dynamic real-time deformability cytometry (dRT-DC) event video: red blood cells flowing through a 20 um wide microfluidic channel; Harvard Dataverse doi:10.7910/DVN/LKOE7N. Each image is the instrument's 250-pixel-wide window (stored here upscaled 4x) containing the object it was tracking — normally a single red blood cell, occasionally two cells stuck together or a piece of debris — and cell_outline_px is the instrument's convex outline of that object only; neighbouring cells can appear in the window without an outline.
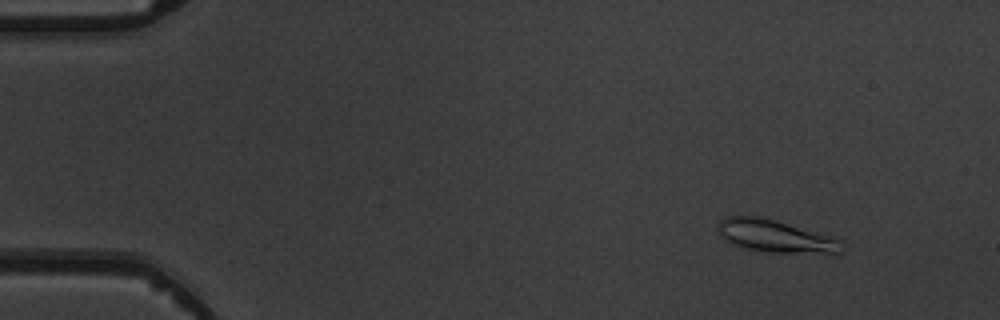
{"species": "common noctule bat (a hibernating species)", "species_latin": "Nyctalus noctula", "temperature_condition": "warm", "stored_images_in_passage": 4, "camera_frame_rate_fps": 3000, "um_per_image_px": 0.085, "animal": {"sex": "male", "body_mass_g": 19.5, "forearm_length_mm": 54.6}, "frame": {"image": 1, "passage_image": 4, "time_ms": 4.333, "image_size_px": [1000, 320], "cell_outline_px": [[844, 248], [840, 252], [768, 252], [748, 248], [732, 244], [724, 240], [720, 236], [716, 224], [720, 220], [728, 216], [760, 216], [776, 220], [832, 236], [840, 240]], "centroid_in_image_um": [65.85, 20.04], "position_along_channel_um": 19.2, "area_um2": 23.18}}